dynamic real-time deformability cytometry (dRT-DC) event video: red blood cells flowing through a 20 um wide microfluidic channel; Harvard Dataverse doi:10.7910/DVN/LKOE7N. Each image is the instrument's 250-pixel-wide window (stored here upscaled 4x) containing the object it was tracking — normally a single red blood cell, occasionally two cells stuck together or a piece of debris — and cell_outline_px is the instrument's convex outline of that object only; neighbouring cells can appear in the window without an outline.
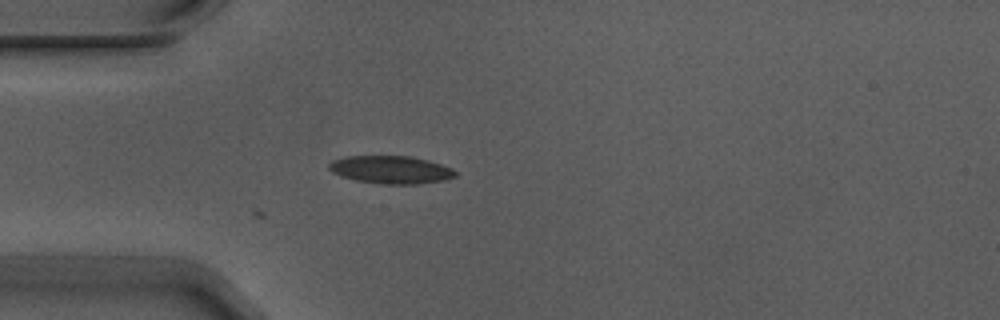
{"species": "Egyptian fruit bat (a non-hibernating species)", "species_latin": "Rousettus aegyptiacus", "temperature_condition": "warm", "stored_images_in_passage": 4, "camera_frame_rate_fps": 3000, "um_per_image_px": 0.085, "animal": {"sex": "male"}, "frame": {"image": 1, "passage_image": 4, "time_ms": 1.0, "image_size_px": [1000, 320], "cell_outline_px": [[456, 176], [444, 180], [420, 184], [380, 184], [356, 180], [340, 176], [332, 172], [328, 168], [328, 164], [332, 160], [344, 156], [408, 156], [428, 160], [452, 168], [456, 172]], "centroid_in_image_um": [33.2, 14.43], "position_along_channel_um": 51.8, "area_um2": 20.58}}